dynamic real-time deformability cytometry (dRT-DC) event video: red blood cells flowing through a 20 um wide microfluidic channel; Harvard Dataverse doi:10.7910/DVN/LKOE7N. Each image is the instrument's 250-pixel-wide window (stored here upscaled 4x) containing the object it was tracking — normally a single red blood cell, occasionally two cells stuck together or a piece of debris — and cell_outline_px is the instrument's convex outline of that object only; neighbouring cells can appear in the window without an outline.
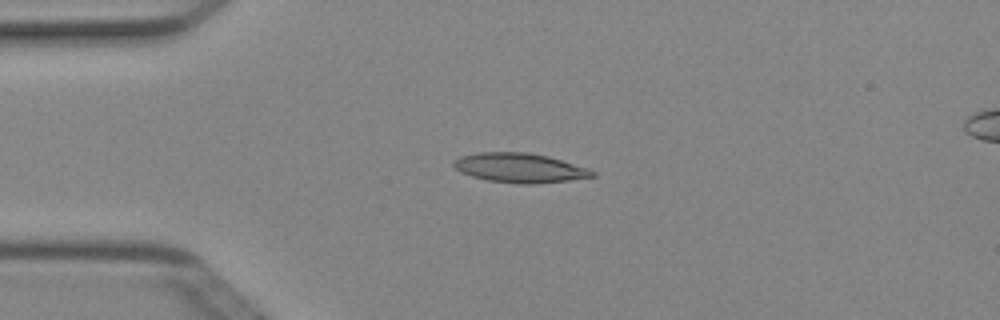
{"species": "Egyptian fruit bat (a non-hibernating species)", "species_latin": "Rousettus aegyptiacus", "temperature_condition": "cold", "stored_images_in_passage": 5, "segment_of_instrument_passage": [1, 2], "camera_frame_rate_fps": 3000, "um_per_image_px": 0.085, "animal": {"sex": "female"}, "frame": {"image": 1, "passage_image": 3, "time_ms": 0.667, "image_size_px": [1000, 320], "cell_outline_px": [[596, 176], [568, 180], [536, 184], [520, 184], [488, 180], [472, 176], [460, 172], [452, 164], [452, 160], [460, 156], [480, 152], [528, 152], [548, 156], [588, 168], [596, 172]], "centroid_in_image_um": [44.16, 14.26], "position_along_channel_um": 40.8, "area_um2": 23.81}}